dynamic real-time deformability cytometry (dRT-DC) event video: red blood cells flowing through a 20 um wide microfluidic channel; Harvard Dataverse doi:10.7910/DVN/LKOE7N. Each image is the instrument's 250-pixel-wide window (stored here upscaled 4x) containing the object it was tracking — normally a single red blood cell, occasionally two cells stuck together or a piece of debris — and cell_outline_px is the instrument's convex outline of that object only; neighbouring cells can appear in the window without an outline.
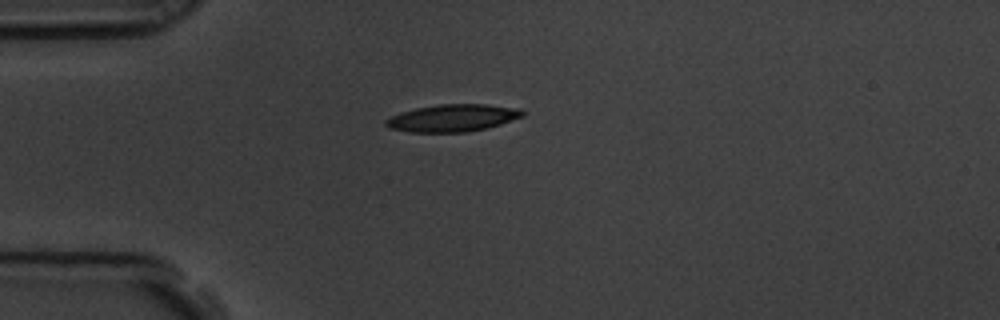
{"species": "common noctule bat (a hibernating species)", "species_latin": "Nyctalus noctula", "temperature_condition": "room temperature", "stored_images_in_passage": 7, "camera_frame_rate_fps": 3000, "um_per_image_px": 0.085, "animal": {"sex": "male", "body_mass_g": 19.5, "forearm_length_mm": 54.6}, "frame": {"image": 1, "passage_image": 1, "time_ms": 0.0, "image_size_px": [1000, 320], "cell_outline_px": [[524, 116], [500, 124], [484, 128], [464, 132], [408, 132], [388, 128], [384, 124], [384, 120], [400, 112], [416, 108], [440, 104], [488, 104], [520, 108], [524, 112]], "centroid_in_image_um": [38.45, 10.02], "position_along_channel_um": 46.5, "area_um2": 21.73}}
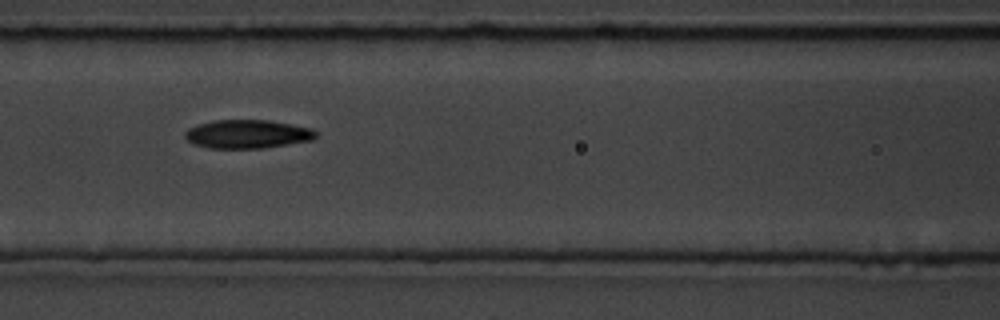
{"frame": {"image": 2, "passage_image": 4, "time_ms": 1.0, "image_size_px": [1000, 320], "cell_outline_px": [[316, 136], [312, 140], [264, 148], [208, 148], [192, 144], [184, 136], [184, 132], [188, 128], [196, 124], [216, 120], [268, 120], [312, 128], [316, 132]], "centroid_in_image_um": [20.99, 11.4], "position_along_channel_um": 145.6, "area_um2": 21.85}}
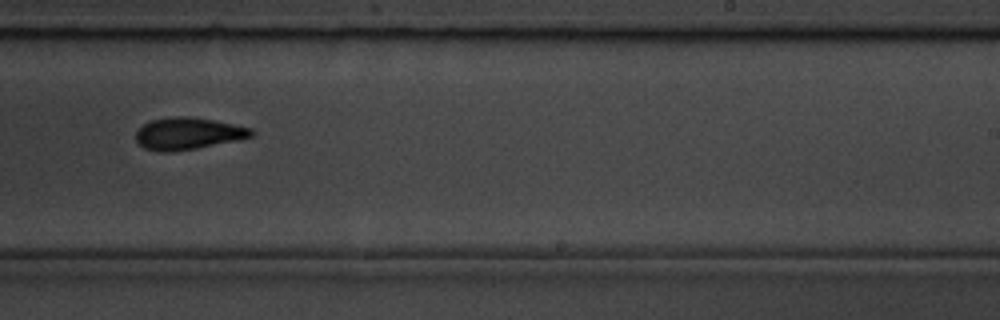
{"frame": {"image": 3, "passage_image": 7, "time_ms": 2.0, "image_size_px": [1000, 320], "cell_outline_px": [[256, 132], [252, 136], [240, 140], [196, 148], [172, 152], [156, 152], [144, 148], [136, 140], [136, 132], [144, 124], [152, 120], [172, 116], [188, 116], [212, 120], [252, 128]], "centroid_in_image_um": [15.99, 11.36], "position_along_channel_um": 273.0, "area_um2": 21.56}}